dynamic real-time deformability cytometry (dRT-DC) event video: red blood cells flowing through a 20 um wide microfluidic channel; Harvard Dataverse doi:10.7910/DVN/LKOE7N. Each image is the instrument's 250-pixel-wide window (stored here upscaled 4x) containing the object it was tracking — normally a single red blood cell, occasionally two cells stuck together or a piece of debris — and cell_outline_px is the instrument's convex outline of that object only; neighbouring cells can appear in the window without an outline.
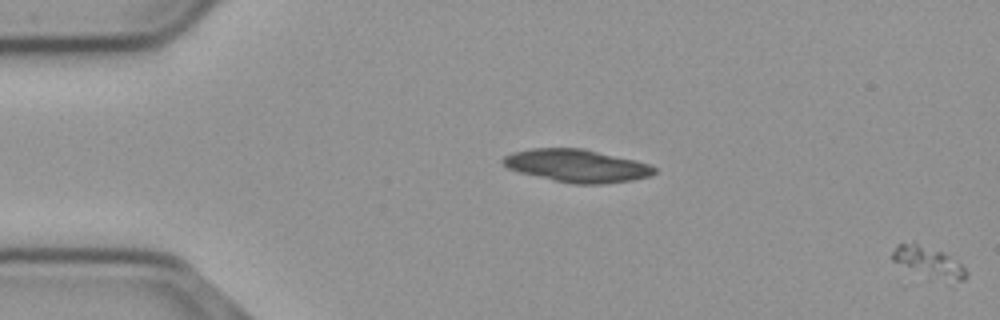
{"species": "common noctule bat (a hibernating species)", "species_latin": "Nyctalus noctula", "temperature_condition": "cold", "stored_images_in_passage": 58, "camera_frame_rate_fps": 3000, "um_per_image_px": 0.085, "animal": {"sex": "male", "body_mass_g": 23.1, "forearm_length_mm": 52.7}, "frame": {"image": 1, "passage_image": 1, "time_ms": 0.0, "image_size_px": [1000, 320], "cell_outline_px": [[968, 276], [964, 280], [956, 280], [892, 260], [892, 252], [896, 244], [916, 244], [944, 252], [960, 264], [968, 272]], "centroid_in_image_um": [78.98, 22.16], "position_along_channel_um": 6.0, "area_um2": 11.16}}
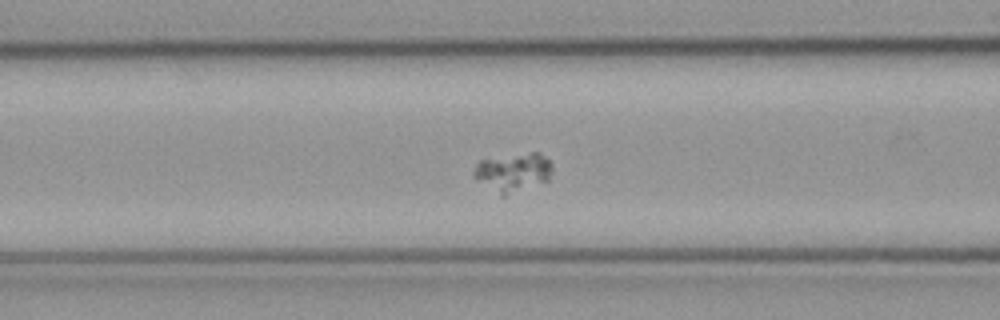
{"frame": {"image": 2, "passage_image": 24, "time_ms": 7.667, "image_size_px": [1000, 320], "cell_outline_px": [[552, 168], [548, 180], [504, 196], [476, 180], [472, 176], [472, 172], [476, 164], [480, 160], [532, 152], [540, 152], [548, 160]], "centroid_in_image_um": [43.58, 14.63], "position_along_channel_um": 123.0, "area_um2": 17.28}}
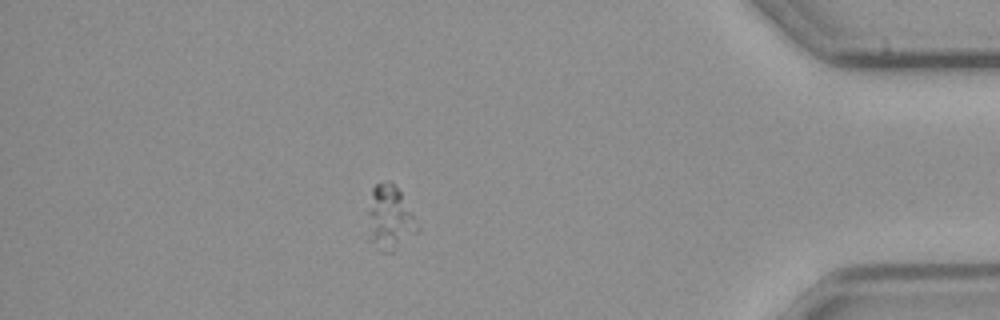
{"frame": {"image": 3, "passage_image": 51, "time_ms": 16.667, "image_size_px": [1000, 320], "cell_outline_px": [[412, 220], [396, 248], [392, 252], [380, 252], [368, 240], [368, 212], [372, 188], [376, 184], [388, 180], [400, 192], [412, 216]], "centroid_in_image_um": [32.91, 18.46], "position_along_channel_um": 402.3, "area_um2": 16.7}}